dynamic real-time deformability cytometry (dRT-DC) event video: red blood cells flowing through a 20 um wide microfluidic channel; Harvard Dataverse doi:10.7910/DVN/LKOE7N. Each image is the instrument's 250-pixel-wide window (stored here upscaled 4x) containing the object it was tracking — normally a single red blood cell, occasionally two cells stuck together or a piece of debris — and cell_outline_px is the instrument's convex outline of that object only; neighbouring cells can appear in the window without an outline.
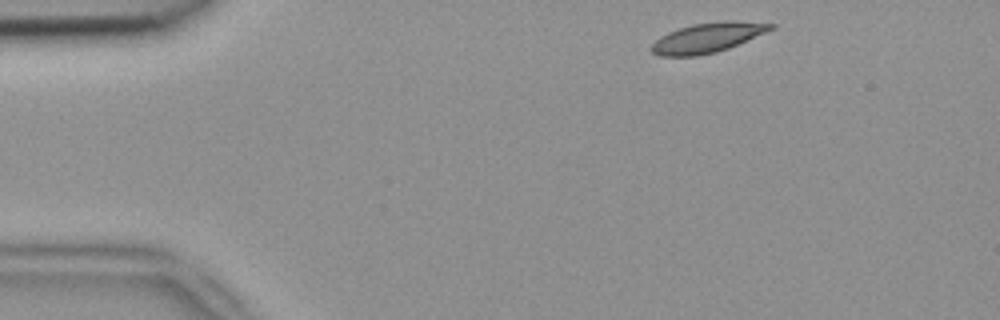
{"species": "common noctule bat (a hibernating species)", "species_latin": "Nyctalus noctula", "temperature_condition": "room temperature", "stored_images_in_passage": 3, "camera_frame_rate_fps": 3000, "um_per_image_px": 0.085, "animal": {"sex": "female", "body_mass_g": 18.4}, "frame": {"image": 1, "passage_image": 1, "time_ms": 0.0, "image_size_px": [1000, 320], "cell_outline_px": [[776, 28], [728, 48], [716, 52], [696, 56], [660, 56], [652, 52], [648, 48], [660, 36], [668, 32], [692, 24], [728, 20], [736, 20], [776, 24]], "centroid_in_image_um": [60.14, 3.2], "position_along_channel_um": 24.9, "area_um2": 20.75}}